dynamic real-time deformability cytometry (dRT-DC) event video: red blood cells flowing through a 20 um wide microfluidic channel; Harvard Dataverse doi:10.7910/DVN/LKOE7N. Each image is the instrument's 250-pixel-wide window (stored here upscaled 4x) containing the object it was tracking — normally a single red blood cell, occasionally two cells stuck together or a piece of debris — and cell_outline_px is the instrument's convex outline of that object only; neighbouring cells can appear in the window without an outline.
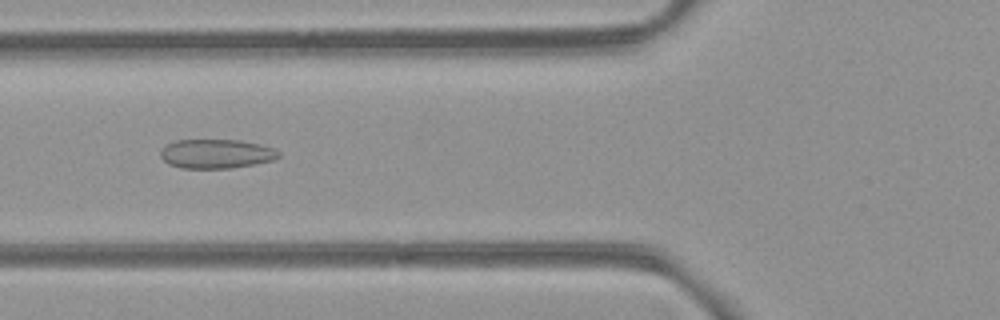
{"species": "common noctule bat (a hibernating species)", "species_latin": "Nyctalus noctula", "temperature_condition": "room temperature", "stored_images_in_passage": 7, "camera_frame_rate_fps": 3000, "um_per_image_px": 0.085, "animal": {"sex": "female", "body_mass_g": 21.9}, "frame": {"image": 1, "passage_image": 6, "time_ms": 5.667, "image_size_px": [1000, 320], "cell_outline_px": [[280, 156], [272, 160], [232, 168], [180, 168], [168, 164], [160, 156], [160, 152], [168, 144], [176, 140], [240, 140], [260, 144], [272, 148], [280, 152]], "centroid_in_image_um": [18.37, 13.07], "position_along_channel_um": 107.4, "area_um2": 19.94}}
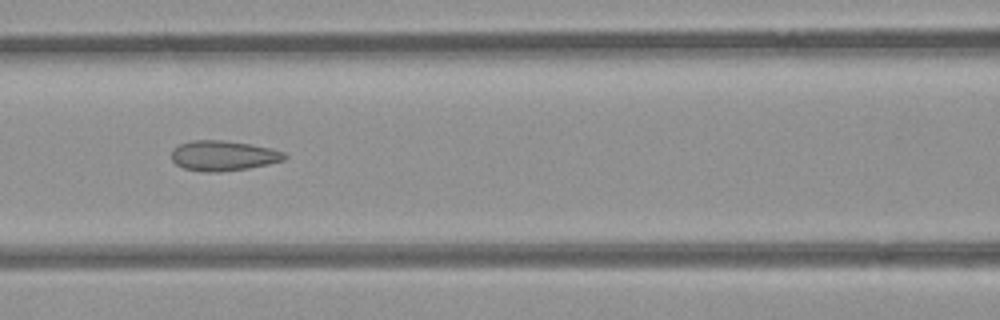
{"frame": {"image": 2, "passage_image": 7, "time_ms": 6.667, "image_size_px": [1000, 320], "cell_outline_px": [[288, 156], [284, 160], [268, 164], [248, 168], [220, 172], [208, 172], [184, 168], [176, 164], [172, 160], [172, 148], [180, 144], [192, 140], [224, 140], [272, 148], [284, 152]], "centroid_in_image_um": [18.98, 13.23], "position_along_channel_um": 147.6, "area_um2": 19.83}}